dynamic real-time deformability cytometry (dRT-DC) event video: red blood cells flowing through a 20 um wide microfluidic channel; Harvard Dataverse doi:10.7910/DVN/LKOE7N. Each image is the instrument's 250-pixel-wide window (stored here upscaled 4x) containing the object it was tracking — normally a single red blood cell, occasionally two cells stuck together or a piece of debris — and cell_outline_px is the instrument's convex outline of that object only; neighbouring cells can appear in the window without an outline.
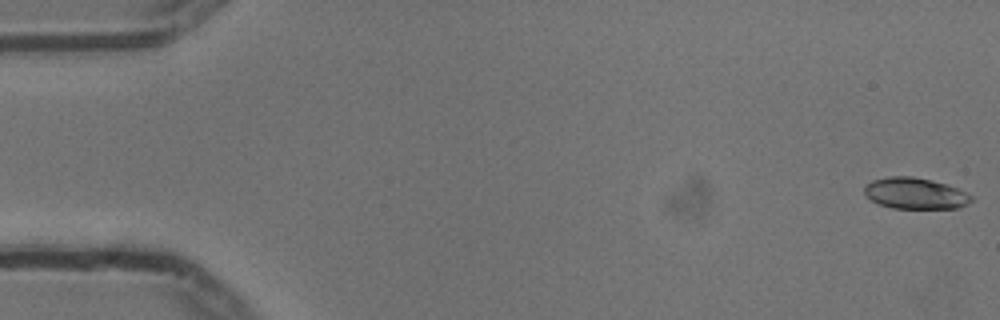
{"species": "common noctule bat (a hibernating species)", "species_latin": "Nyctalus noctula", "temperature_condition": "cold", "stored_images_in_passage": 55, "camera_frame_rate_fps": 3000, "um_per_image_px": 0.085, "animal": {"sex": "male", "body_mass_g": 13.3}, "frame": {"image": 1, "passage_image": 1, "time_ms": 0.0, "image_size_px": [1000, 320], "cell_outline_px": [[972, 200], [968, 204], [956, 208], [892, 208], [880, 204], [872, 200], [864, 192], [864, 188], [872, 180], [888, 176], [912, 176], [948, 184], [972, 196]], "centroid_in_image_um": [77.79, 16.43], "position_along_channel_um": 7.2, "area_um2": 19.25}}
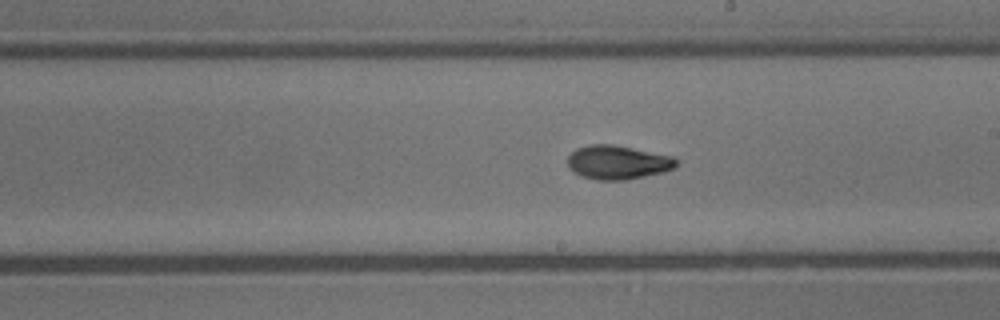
{"frame": {"image": 2, "passage_image": 31, "time_ms": 10.0, "image_size_px": [1000, 320], "cell_outline_px": [[680, 160], [676, 168], [664, 172], [624, 180], [596, 180], [580, 176], [568, 168], [568, 156], [576, 148], [588, 144], [612, 144], [676, 156]], "centroid_in_image_um": [52.55, 13.79], "position_along_channel_um": 236.5, "area_um2": 21.91}}
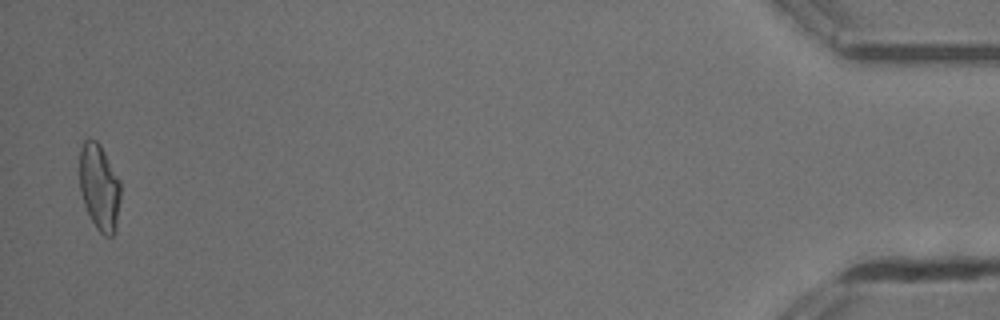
{"frame": {"image": 3, "passage_image": 54, "time_ms": 17.667, "image_size_px": [1000, 320], "cell_outline_px": [[120, 200], [116, 228], [112, 236], [104, 236], [96, 228], [84, 204], [80, 192], [80, 148], [84, 140], [96, 140], [100, 144], [120, 180]], "centroid_in_image_um": [8.45, 15.91], "position_along_channel_um": 426.7, "area_um2": 20.58}, "authors_computed_cell_mechanics": {"area_um2": 20.4034, "velocity_mm_per_s": 3.7441, "shape_relaxation_time_tau1_ms": 5.8872, "shape_relaxation_time_tau2_ms": 3.0782, "deformation_change_tau1": 0.1955, "deformation_change_tau2": 0.0853}}